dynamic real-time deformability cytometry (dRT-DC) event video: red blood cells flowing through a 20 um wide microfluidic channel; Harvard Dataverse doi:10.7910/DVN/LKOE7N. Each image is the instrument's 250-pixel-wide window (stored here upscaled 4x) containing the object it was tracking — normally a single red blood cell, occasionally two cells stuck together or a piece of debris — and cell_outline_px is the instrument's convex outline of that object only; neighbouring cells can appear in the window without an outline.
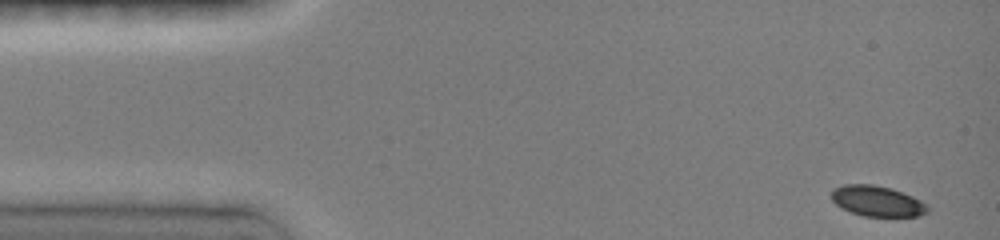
{"species": "common noctule bat (a hibernating species)", "species_latin": "Nyctalus noctula", "temperature_condition": "room temperature", "stored_images_in_passage": 35, "camera_frame_rate_fps": 3000, "um_per_image_px": 0.085, "animal": {"sex": "female", "body_mass_g": 19.0, "forearm_length_mm": 51.5}, "frame": {"image": 1, "passage_image": 1, "time_ms": 0.0, "image_size_px": [1000, 240], "cell_outline_px": [[928, 212], [916, 216], [896, 220], [864, 216], [840, 208], [832, 200], [832, 188], [844, 184], [872, 184], [892, 188], [912, 196], [920, 200], [928, 208]], "centroid_in_image_um": [74.57, 17.14], "position_along_channel_um": 10.4, "area_um2": 17.8}}
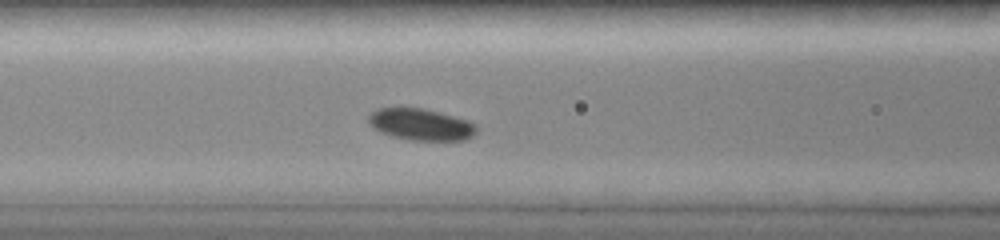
{"frame": {"image": 2, "passage_image": 18, "time_ms": 5.667, "image_size_px": [1000, 240], "cell_outline_px": [[476, 132], [472, 136], [464, 140], [408, 140], [392, 136], [380, 132], [372, 128], [368, 124], [368, 116], [376, 108], [424, 108], [468, 120], [476, 124]], "centroid_in_image_um": [35.74, 10.58], "position_along_channel_um": 130.9, "area_um2": 20.0}}
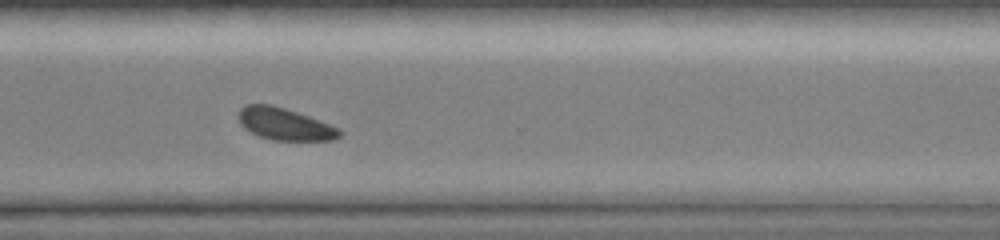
{"frame": {"image": 3, "passage_image": 34, "time_ms": 11.0, "image_size_px": [1000, 240], "cell_outline_px": [[340, 136], [332, 140], [272, 140], [260, 136], [244, 128], [240, 124], [240, 108], [244, 104], [272, 104], [308, 116], [340, 128]], "centroid_in_image_um": [24.19, 10.54], "position_along_channel_um": 346.4, "area_um2": 18.61}}